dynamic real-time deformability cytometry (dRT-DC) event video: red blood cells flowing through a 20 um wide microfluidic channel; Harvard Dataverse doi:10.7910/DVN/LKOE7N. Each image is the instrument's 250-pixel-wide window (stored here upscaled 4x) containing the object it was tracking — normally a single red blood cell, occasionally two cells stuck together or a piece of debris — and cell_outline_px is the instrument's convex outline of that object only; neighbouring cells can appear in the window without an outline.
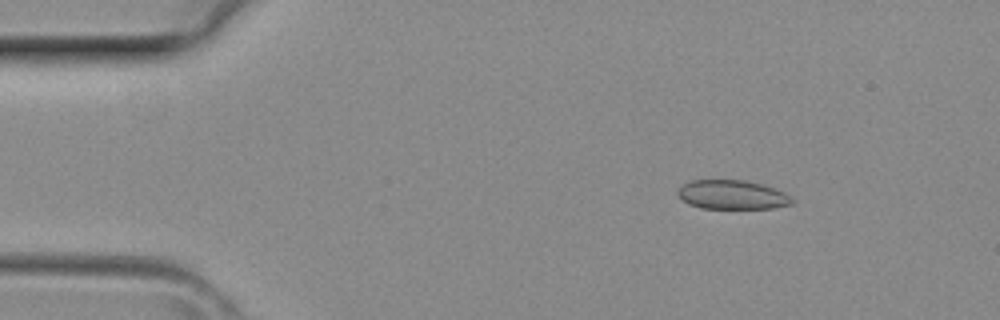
{"species": "common noctule bat (a hibernating species)", "species_latin": "Nyctalus noctula", "temperature_condition": "room temperature", "stored_images_in_passage": 4, "camera_frame_rate_fps": 3000, "um_per_image_px": 0.085, "animal": {"sex": "female", "body_mass_g": 29.2, "forearm_length_mm": 56.3}, "frame": {"image": 1, "passage_image": 2, "time_ms": 0.333, "image_size_px": [1000, 320], "cell_outline_px": [[796, 200], [792, 204], [772, 208], [700, 208], [688, 204], [676, 192], [684, 184], [692, 180], [744, 180], [776, 188], [784, 192]], "centroid_in_image_um": [62.27, 16.55], "position_along_channel_um": 22.7, "area_um2": 19.31}}
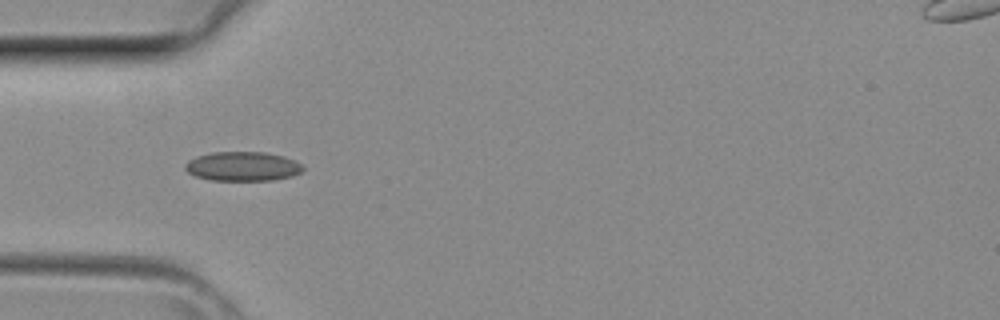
{"frame": {"image": 2, "passage_image": 4, "time_ms": 1.0, "image_size_px": [1000, 320], "cell_outline_px": [[304, 168], [300, 172], [292, 176], [272, 180], [212, 180], [196, 176], [188, 172], [184, 168], [184, 164], [188, 160], [196, 156], [212, 152], [264, 152], [284, 156], [296, 160]], "centroid_in_image_um": [20.61, 14.13], "position_along_channel_um": 64.4, "area_um2": 20.11}}